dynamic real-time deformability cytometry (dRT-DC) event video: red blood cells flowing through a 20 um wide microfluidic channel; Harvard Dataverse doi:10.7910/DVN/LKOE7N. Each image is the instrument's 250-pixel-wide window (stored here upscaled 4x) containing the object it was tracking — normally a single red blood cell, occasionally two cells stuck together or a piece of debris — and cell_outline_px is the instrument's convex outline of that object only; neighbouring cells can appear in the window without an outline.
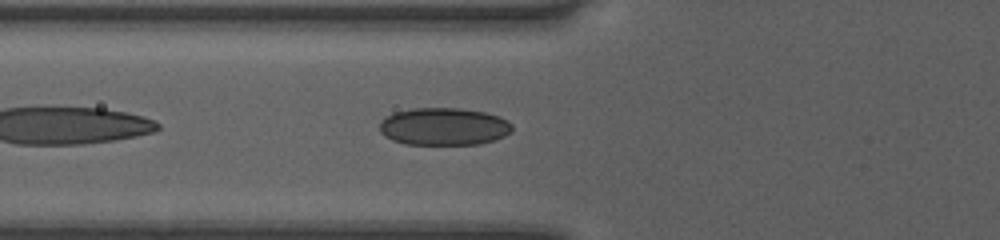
{"species": "human", "species_latin": "Homo sapiens", "temperature_condition": "room temperature", "stored_images_in_passage": 34, "camera_frame_rate_fps": 3000, "um_per_image_px": 0.085, "donor": {"sex": "female"}, "frame": {"image": 1, "passage_image": 3, "time_ms": 0.667, "image_size_px": [1000, 240], "cell_outline_px": [[512, 132], [504, 136], [480, 144], [404, 144], [392, 140], [384, 136], [380, 132], [380, 120], [384, 116], [396, 112], [412, 108], [460, 108], [484, 112], [500, 116], [508, 120], [512, 124]], "centroid_in_image_um": [37.71, 10.75], "position_along_channel_um": 88.1, "area_um2": 29.19}}
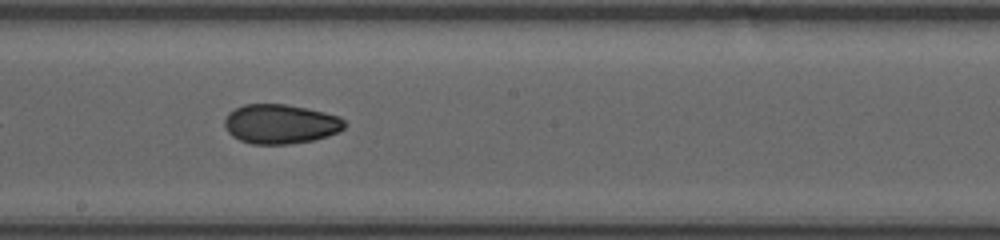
{"frame": {"image": 2, "passage_image": 13, "time_ms": 4.0, "image_size_px": [1000, 240], "cell_outline_px": [[344, 128], [328, 136], [312, 140], [288, 144], [252, 144], [240, 140], [232, 136], [228, 132], [224, 124], [224, 120], [228, 112], [244, 104], [284, 104], [308, 108], [340, 116], [344, 120]], "centroid_in_image_um": [23.82, 10.53], "position_along_channel_um": 224.4, "area_um2": 27.57}}
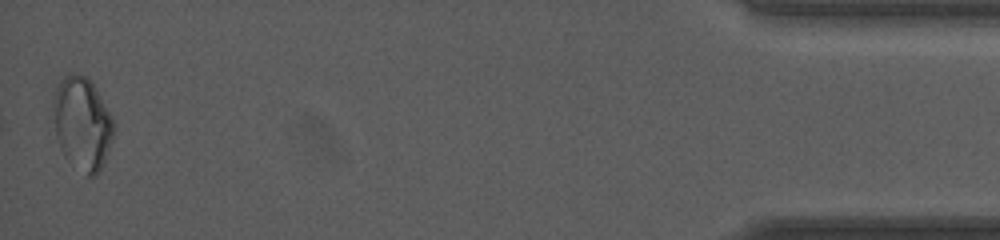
{"frame": {"image": 3, "passage_image": 34, "time_ms": 11.0, "image_size_px": [1000, 240], "cell_outline_px": [[116, 128], [104, 164], [100, 172], [92, 176], [88, 176], [64, 156], [60, 148], [56, 136], [52, 108], [52, 96], [60, 80], [68, 72], [80, 72], [92, 80], [112, 116]], "centroid_in_image_um": [6.99, 10.44], "position_along_channel_um": 428.2, "area_um2": 33.47}, "authors_computed_cell_mechanics": {"area_um2": 27.9752, "velocity_mm_per_s": 4.0639, "shape_relaxation_time_tau1_ms": null, "shape_relaxation_time_tau2_ms": 4.6906, "deformation_change_tau1": null, "deformation_change_tau2": 0.0676}}